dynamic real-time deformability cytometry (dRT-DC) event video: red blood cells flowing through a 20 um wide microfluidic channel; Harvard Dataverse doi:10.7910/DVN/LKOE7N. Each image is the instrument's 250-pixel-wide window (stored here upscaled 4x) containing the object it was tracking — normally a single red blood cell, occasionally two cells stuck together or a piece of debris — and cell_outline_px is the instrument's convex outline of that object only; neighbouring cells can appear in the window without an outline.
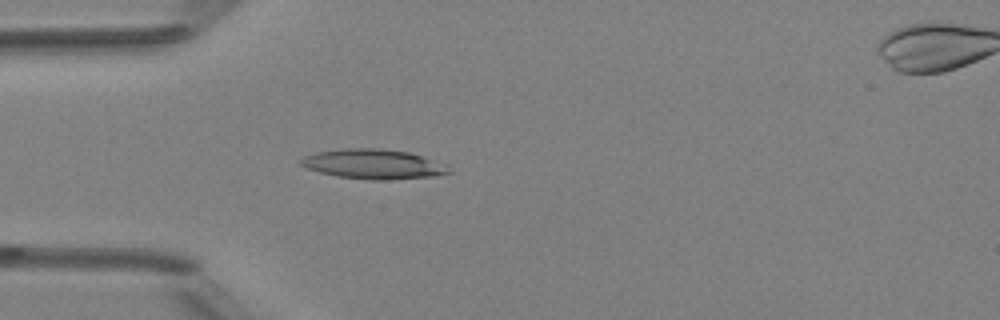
{"species": "Egyptian fruit bat (a non-hibernating species)", "species_latin": "Rousettus aegyptiacus", "temperature_condition": "room temperature", "stored_images_in_passage": 2, "camera_frame_rate_fps": 3000, "um_per_image_px": 0.085, "animal": {"sex": "female"}, "frame": {"image": 1, "passage_image": 1, "time_ms": 0.0, "image_size_px": [1000, 320], "cell_outline_px": [[452, 172], [436, 176], [388, 180], [372, 180], [336, 176], [320, 172], [308, 168], [300, 164], [300, 160], [304, 156], [316, 152], [344, 148], [376, 148], [408, 152], [448, 164]], "centroid_in_image_um": [31.78, 13.95], "position_along_channel_um": 53.2, "area_um2": 25.72}}